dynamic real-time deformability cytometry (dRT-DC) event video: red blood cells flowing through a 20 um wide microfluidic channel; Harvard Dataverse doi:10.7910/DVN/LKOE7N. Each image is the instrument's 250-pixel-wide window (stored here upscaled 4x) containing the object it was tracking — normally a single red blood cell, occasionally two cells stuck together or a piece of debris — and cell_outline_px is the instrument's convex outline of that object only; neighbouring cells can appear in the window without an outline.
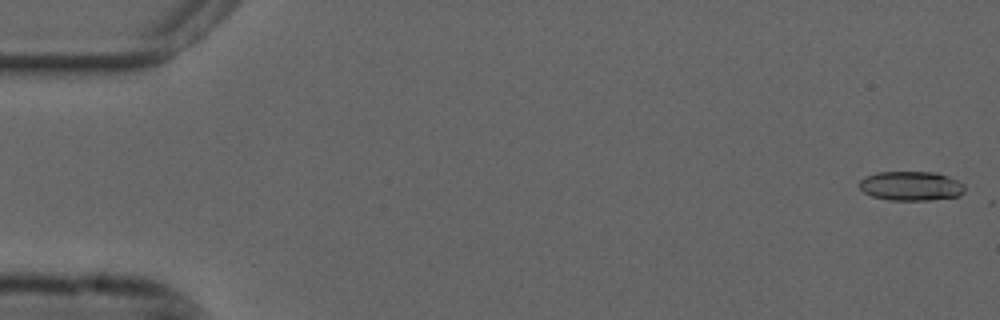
{"species": "common noctule bat (a hibernating species)", "species_latin": "Nyctalus noctula", "temperature_condition": "cold", "stored_images_in_passage": 55, "camera_frame_rate_fps": 3000, "um_per_image_px": 0.085, "animal": {"sex": "male", "forearm_length_mm": 52.5}, "frame": {"image": 1, "passage_image": 1, "time_ms": 0.0, "image_size_px": [1000, 320], "cell_outline_px": [[964, 192], [960, 196], [928, 200], [888, 200], [872, 196], [864, 192], [860, 188], [860, 180], [864, 176], [876, 172], [936, 172], [948, 176], [964, 184]], "centroid_in_image_um": [77.43, 15.8], "position_along_channel_um": 7.6, "area_um2": 18.09}}
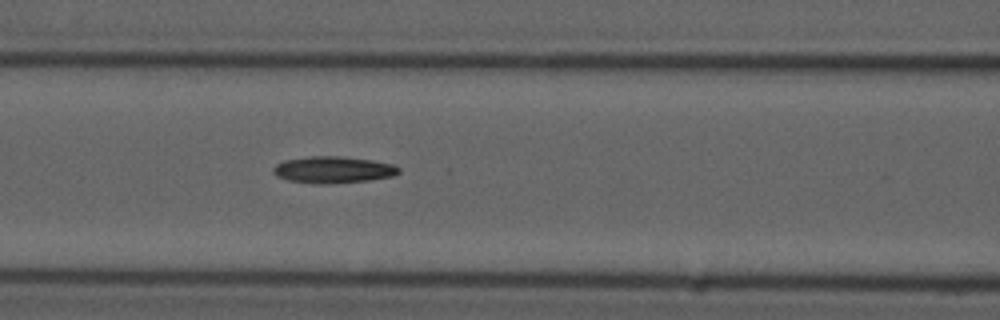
{"frame": {"image": 2, "passage_image": 23, "time_ms": 7.333, "image_size_px": [1000, 320], "cell_outline_px": [[400, 172], [392, 176], [368, 180], [324, 184], [316, 184], [288, 180], [276, 176], [272, 172], [272, 168], [276, 164], [284, 160], [312, 156], [340, 156], [372, 160], [392, 164], [400, 168]], "centroid_in_image_um": [28.28, 14.42], "position_along_channel_um": 138.3, "area_um2": 19.48}}
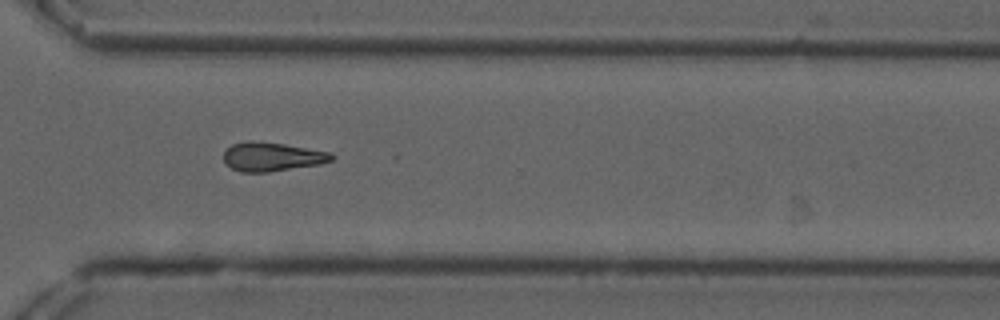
{"frame": {"image": 3, "passage_image": 40, "time_ms": 13.0, "image_size_px": [1000, 320], "cell_outline_px": [[336, 156], [332, 160], [320, 164], [268, 172], [240, 172], [224, 164], [224, 152], [232, 144], [248, 140], [252, 140], [284, 144], [332, 152]], "centroid_in_image_um": [23.12, 13.32], "position_along_channel_um": 347.5, "area_um2": 18.32}}